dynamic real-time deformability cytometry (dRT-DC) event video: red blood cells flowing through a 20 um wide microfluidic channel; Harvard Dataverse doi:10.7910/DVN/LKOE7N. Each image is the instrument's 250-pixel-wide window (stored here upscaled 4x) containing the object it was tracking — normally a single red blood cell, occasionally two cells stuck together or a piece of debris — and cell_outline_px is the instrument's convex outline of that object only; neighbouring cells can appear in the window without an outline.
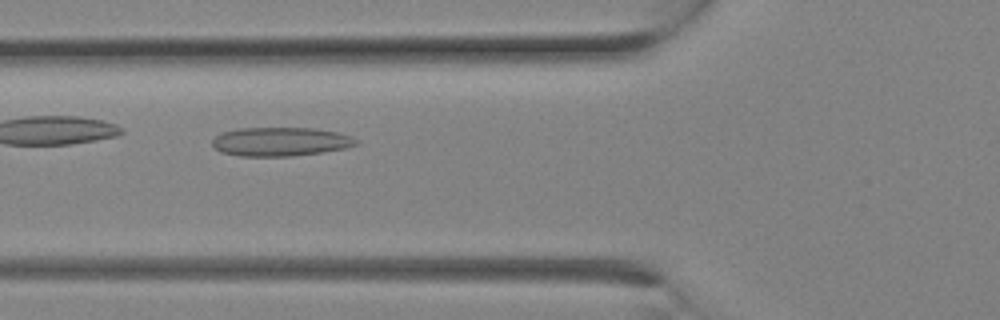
{"species": "Egyptian fruit bat (a non-hibernating species)", "species_latin": "Rousettus aegyptiacus", "temperature_condition": "room temperature", "stored_images_in_passage": 10, "camera_frame_rate_fps": 3000, "um_per_image_px": 0.085, "animal": {"sex": "female"}, "frame": {"image": 1, "passage_image": 4, "time_ms": 1.0, "image_size_px": [1000, 320], "cell_outline_px": [[360, 144], [344, 148], [324, 152], [292, 156], [240, 156], [220, 152], [212, 144], [212, 140], [216, 136], [224, 132], [240, 128], [312, 128], [336, 132], [360, 140]], "centroid_in_image_um": [23.86, 12.05], "position_along_channel_um": 101.9, "area_um2": 24.1}}
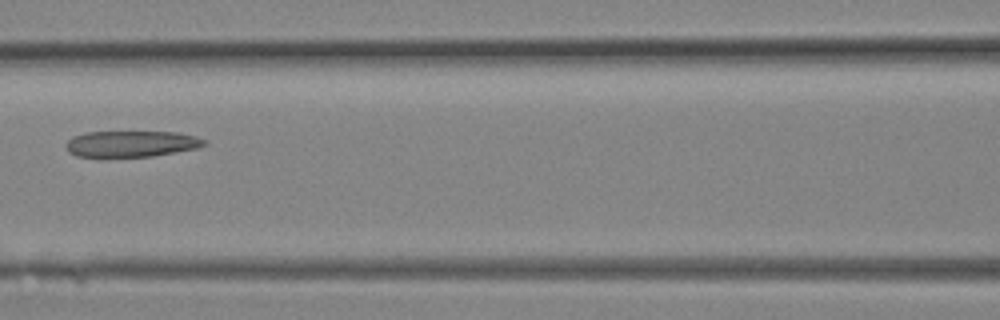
{"frame": {"image": 2, "passage_image": 6, "time_ms": 1.667, "image_size_px": [1000, 320], "cell_outline_px": [[208, 144], [196, 148], [152, 156], [104, 160], [100, 160], [76, 156], [68, 152], [64, 144], [72, 136], [84, 132], [176, 132], [196, 136], [208, 140]], "centroid_in_image_um": [11.06, 12.27], "position_along_channel_um": 155.5, "area_um2": 22.2}}
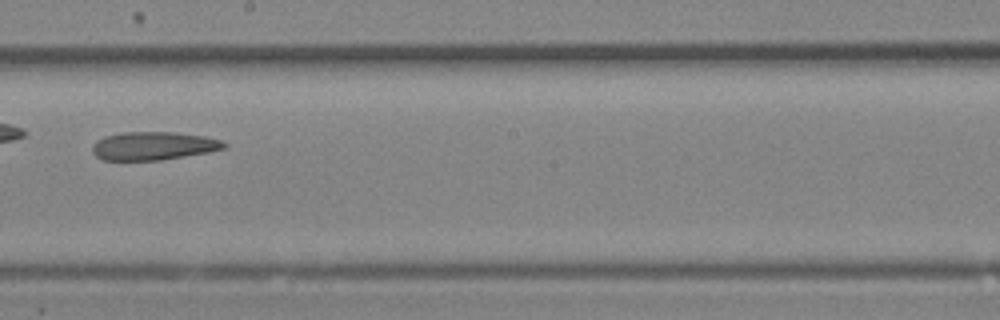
{"frame": {"image": 3, "passage_image": 9, "time_ms": 2.667, "image_size_px": [1000, 320], "cell_outline_px": [[228, 144], [224, 148], [208, 152], [160, 160], [100, 160], [92, 152], [92, 144], [96, 140], [104, 136], [124, 132], [172, 132], [204, 136], [224, 140]], "centroid_in_image_um": [13.02, 12.4], "position_along_channel_um": 235.2, "area_um2": 21.79}}